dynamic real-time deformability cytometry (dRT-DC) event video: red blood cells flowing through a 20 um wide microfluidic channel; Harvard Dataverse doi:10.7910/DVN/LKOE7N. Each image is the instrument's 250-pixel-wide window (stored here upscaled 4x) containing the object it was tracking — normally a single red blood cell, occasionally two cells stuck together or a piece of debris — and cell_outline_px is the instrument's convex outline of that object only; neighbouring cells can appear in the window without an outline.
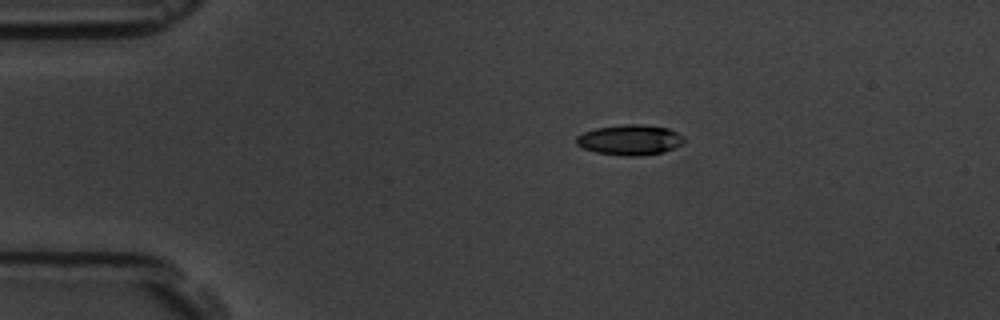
{"species": "common noctule bat (a hibernating species)", "species_latin": "Nyctalus noctula", "temperature_condition": "room temperature", "stored_images_in_passage": 2, "camera_frame_rate_fps": 3000, "um_per_image_px": 0.085, "animal": {"sex": "male", "body_mass_g": 19.5, "forearm_length_mm": 54.6}, "frame": {"image": 1, "passage_image": 1, "time_ms": 0.0, "image_size_px": [1000, 320], "cell_outline_px": [[684, 144], [664, 152], [636, 156], [628, 156], [596, 152], [584, 148], [576, 144], [576, 136], [584, 132], [596, 128], [624, 124], [640, 124], [668, 128], [684, 136]], "centroid_in_image_um": [53.56, 11.88], "position_along_channel_um": 31.4, "area_um2": 19.02}}